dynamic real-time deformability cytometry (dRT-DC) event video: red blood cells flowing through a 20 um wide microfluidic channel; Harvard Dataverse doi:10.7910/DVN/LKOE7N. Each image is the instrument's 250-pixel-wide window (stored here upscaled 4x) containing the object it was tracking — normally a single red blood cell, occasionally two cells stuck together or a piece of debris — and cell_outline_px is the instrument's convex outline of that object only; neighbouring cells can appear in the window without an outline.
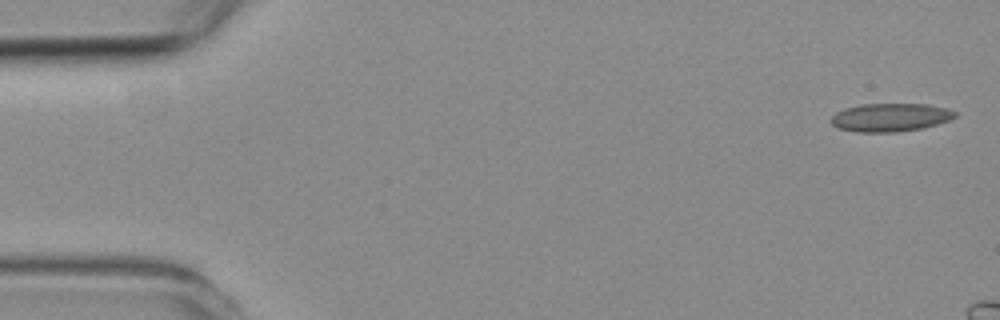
{"species": "common noctule bat (a hibernating species)", "species_latin": "Nyctalus noctula", "temperature_condition": "room temperature", "stored_images_in_passage": 3, "camera_frame_rate_fps": 3000, "um_per_image_px": 0.085, "animal": {"sex": "female", "body_mass_g": 19.3, "forearm_length_mm": 54.1}, "frame": {"image": 1, "passage_image": 1, "time_ms": 0.0, "image_size_px": [1000, 320], "cell_outline_px": [[956, 116], [948, 120], [924, 128], [896, 132], [856, 132], [836, 128], [828, 120], [836, 112], [844, 108], [860, 104], [928, 104], [948, 108], [956, 112]], "centroid_in_image_um": [75.64, 9.98], "position_along_channel_um": 9.4, "area_um2": 20.63}}